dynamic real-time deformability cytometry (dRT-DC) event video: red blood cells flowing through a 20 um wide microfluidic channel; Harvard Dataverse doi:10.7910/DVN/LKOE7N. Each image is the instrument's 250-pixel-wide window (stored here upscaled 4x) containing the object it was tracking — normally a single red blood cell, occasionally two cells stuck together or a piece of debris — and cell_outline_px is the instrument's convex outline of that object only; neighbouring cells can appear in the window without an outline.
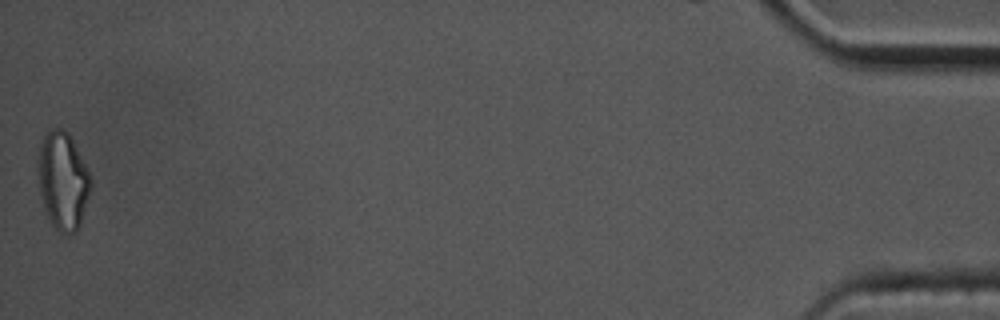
{"species": "common noctule bat (a hibernating species)", "species_latin": "Nyctalus noctula", "temperature_condition": "cold", "stored_images_in_passage": 43, "camera_frame_rate_fps": 3000, "um_per_image_px": 0.085, "animal": {"sex": "male", "body_mass_g": 17.5, "forearm_length_mm": 52.3}, "frame": {"image": 1, "passage_image": 43, "time_ms": 14.0, "image_size_px": [1000, 320], "cell_outline_px": [[92, 184], [80, 224], [76, 232], [68, 236], [60, 232], [52, 224], [44, 208], [40, 192], [36, 168], [36, 160], [40, 144], [44, 132], [48, 128], [64, 128], [68, 132], [92, 180]], "centroid_in_image_um": [5.3, 15.33], "position_along_channel_um": 429.9, "area_um2": 30.23}, "authors_computed_cell_mechanics": {"area_um2": 20.6924, "velocity_mm_per_s": 3.4807, "shape_relaxation_time_tau1_ms": 3.2286, "shape_relaxation_time_tau2_ms": 2.6461, "deformation_change_tau1": 0.1189, "deformation_change_tau2": 0.1173}}